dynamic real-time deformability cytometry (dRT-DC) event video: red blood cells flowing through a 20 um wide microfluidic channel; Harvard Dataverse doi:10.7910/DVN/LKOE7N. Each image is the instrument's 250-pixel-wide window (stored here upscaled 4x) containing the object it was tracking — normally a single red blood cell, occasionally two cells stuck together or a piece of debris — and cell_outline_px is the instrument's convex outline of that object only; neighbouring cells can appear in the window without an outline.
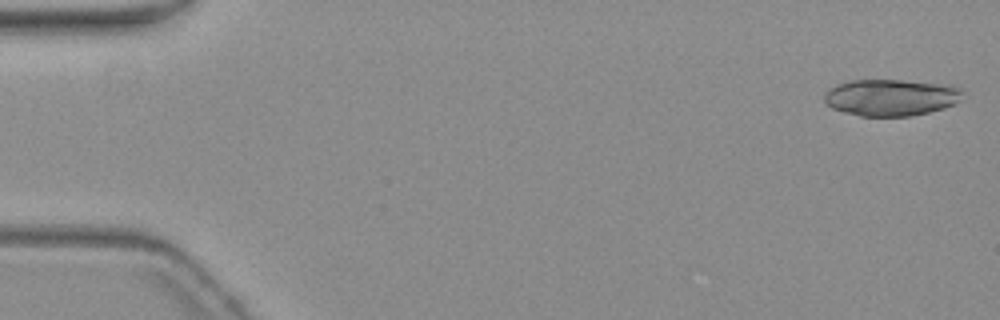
{"species": "common noctule bat (a hibernating species)", "species_latin": "Nyctalus noctula", "temperature_condition": "warm", "stored_images_in_passage": 6, "camera_frame_rate_fps": 3000, "um_per_image_px": 0.085, "animal": {"sex": "female", "body_mass_g": 19.3, "forearm_length_mm": 54.1}, "frame": {"image": 1, "passage_image": 1, "time_ms": 0.0, "image_size_px": [1000, 320], "cell_outline_px": [[964, 92], [960, 100], [944, 108], [928, 112], [908, 116], [860, 116], [844, 112], [832, 108], [824, 100], [824, 96], [828, 88], [852, 80], [900, 80], [952, 84], [960, 88]], "centroid_in_image_um": [75.76, 8.27], "position_along_channel_um": 9.2, "area_um2": 29.59}}
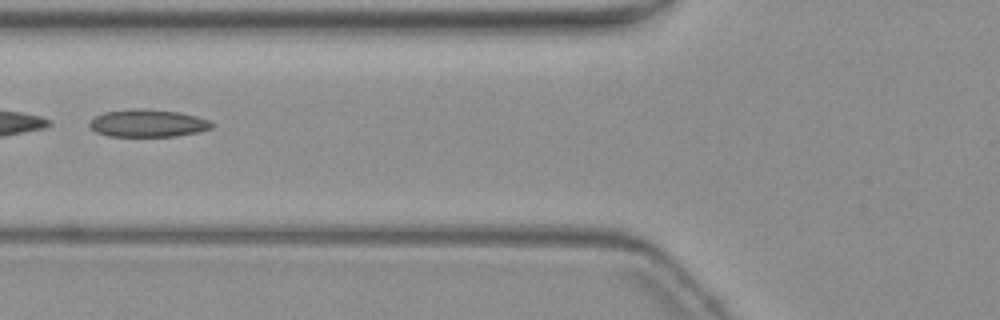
{"frame": {"image": 2, "passage_image": 6, "time_ms": 7.0, "image_size_px": [1000, 320], "cell_outline_px": [[216, 124], [212, 128], [200, 132], [176, 136], [108, 136], [96, 132], [88, 124], [96, 116], [104, 112], [132, 108], [136, 108], [180, 112], [196, 116], [208, 120]], "centroid_in_image_um": [12.6, 10.47], "position_along_channel_um": 113.2, "area_um2": 19.65}}